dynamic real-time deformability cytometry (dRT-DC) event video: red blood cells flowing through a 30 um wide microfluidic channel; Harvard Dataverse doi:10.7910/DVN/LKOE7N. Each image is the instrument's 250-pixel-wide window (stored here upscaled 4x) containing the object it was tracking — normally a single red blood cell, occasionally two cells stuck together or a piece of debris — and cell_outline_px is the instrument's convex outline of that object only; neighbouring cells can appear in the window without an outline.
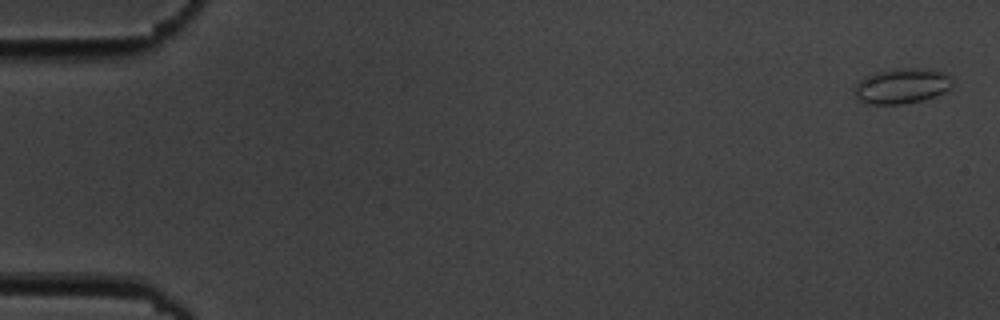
{"species": "common noctule bat (a hibernating species)", "species_latin": "Nyctalus noctula", "temperature_condition": "cold", "stored_images_in_passage": 3, "camera_frame_rate_fps": 3000, "um_per_image_px": 0.085, "animal": {"sex": "male", "body_mass_g": 19.5, "forearm_length_mm": 54.6}, "frame": {"image": 1, "passage_image": 1, "time_ms": 0.0, "image_size_px": [1000, 320], "cell_outline_px": [[952, 84], [944, 92], [936, 96], [920, 100], [900, 104], [868, 104], [856, 100], [852, 92], [856, 84], [864, 76], [872, 72], [904, 68], [920, 68], [944, 72], [952, 80]], "centroid_in_image_um": [76.57, 7.31], "position_along_channel_um": 8.4, "area_um2": 20.23}}